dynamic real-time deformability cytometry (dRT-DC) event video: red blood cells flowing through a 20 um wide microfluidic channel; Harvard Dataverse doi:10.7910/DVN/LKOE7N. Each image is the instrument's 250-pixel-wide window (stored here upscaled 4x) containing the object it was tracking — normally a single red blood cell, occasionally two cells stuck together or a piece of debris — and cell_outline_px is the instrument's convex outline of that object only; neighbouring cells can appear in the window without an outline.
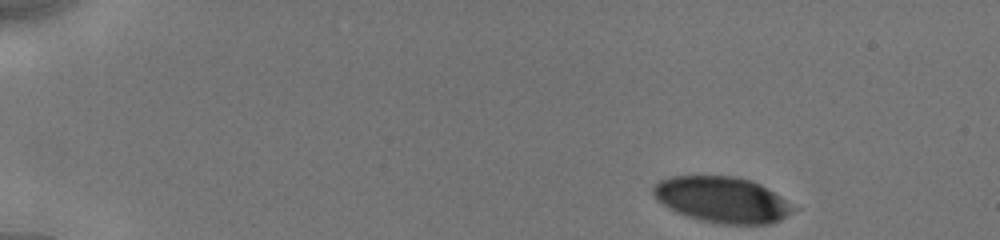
{"species": "human", "species_latin": "Homo sapiens", "temperature_condition": "cold", "stored_images_in_passage": 41, "camera_frame_rate_fps": 3000, "um_per_image_px": 0.085, "donor": {"sex": "male"}, "frame": {"image": 1, "passage_image": 1, "time_ms": 0.0, "image_size_px": [1000, 240], "cell_outline_px": [[800, 208], [780, 220], [772, 224], [720, 224], [700, 220], [676, 212], [668, 208], [652, 192], [652, 188], [660, 180], [672, 176], [736, 176], [752, 180], [760, 184]], "centroid_in_image_um": [61.44, 16.98], "position_along_channel_um": 23.6, "area_um2": 37.51}}
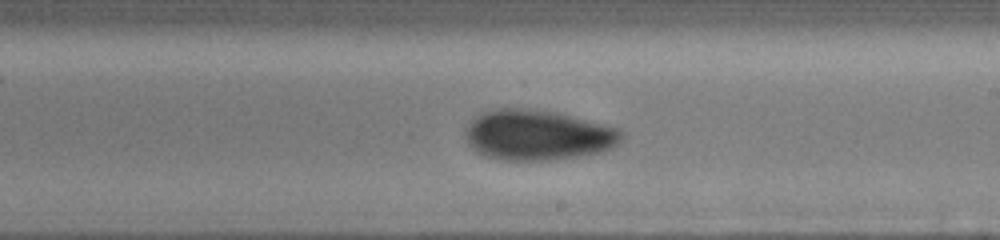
{"frame": {"image": 2, "passage_image": 24, "time_ms": 8.667, "image_size_px": [1000, 240], "cell_outline_px": [[624, 136], [620, 144], [612, 148], [600, 152], [552, 160], [504, 160], [484, 156], [476, 152], [468, 144], [464, 136], [464, 128], [472, 116], [480, 112], [500, 108], [532, 108], [556, 112], [620, 128], [624, 132]], "centroid_in_image_um": [45.67, 11.47], "position_along_channel_um": 243.3, "area_um2": 46.59}}
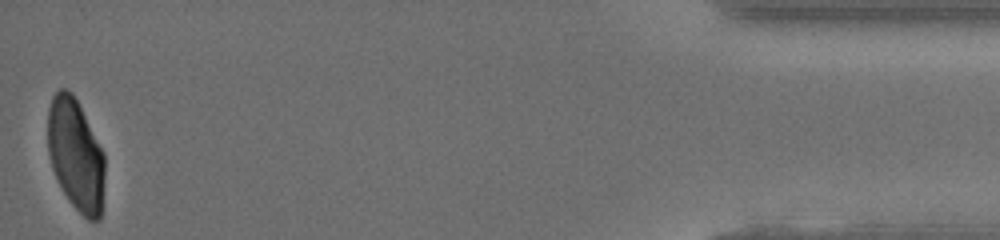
{"frame": {"image": 3, "passage_image": 41, "time_ms": 15.333, "image_size_px": [1000, 240], "cell_outline_px": [[104, 180], [100, 220], [88, 220], [68, 200], [52, 168], [48, 152], [48, 108], [52, 96], [60, 88], [64, 88], [72, 92], [104, 152]], "centroid_in_image_um": [6.43, 13.14], "position_along_channel_um": 428.8, "area_um2": 36.88}, "authors_computed_cell_mechanics": {"area_um2": 42.3096, "velocity_mm_per_s": 3.9115, "shape_relaxation_time_tau1_ms": 3.1475, "shape_relaxation_time_tau2_ms": 2.9542, "deformation_change_tau1": 0.109, "deformation_change_tau2": 0.0665}}